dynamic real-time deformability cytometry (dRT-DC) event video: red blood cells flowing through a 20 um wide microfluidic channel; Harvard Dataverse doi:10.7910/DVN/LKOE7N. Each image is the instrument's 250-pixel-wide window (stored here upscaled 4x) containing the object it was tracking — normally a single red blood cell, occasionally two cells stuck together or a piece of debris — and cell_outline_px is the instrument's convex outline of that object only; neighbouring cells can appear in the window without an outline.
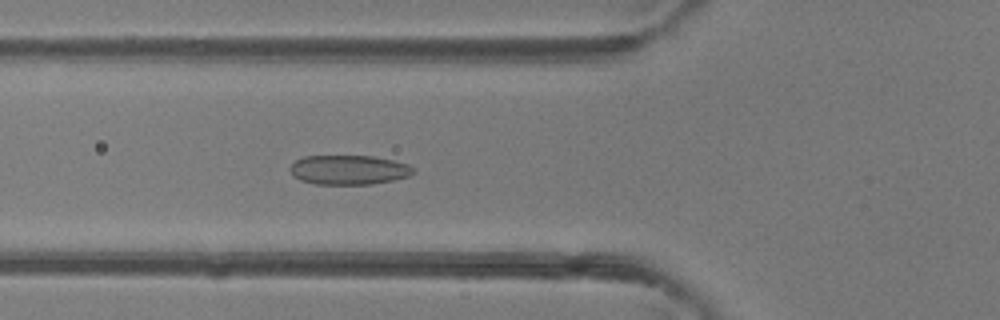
{"species": "common noctule bat (a hibernating species)", "species_latin": "Nyctalus noctula", "temperature_condition": "room temperature", "stored_images_in_passage": 37, "camera_frame_rate_fps": 3000, "um_per_image_px": 0.085, "animal": {"sex": "female"}, "frame": {"image": 1, "passage_image": 11, "time_ms": 3.333, "image_size_px": [1000, 320], "cell_outline_px": [[416, 172], [408, 176], [392, 180], [372, 184], [316, 184], [300, 180], [292, 176], [288, 168], [296, 160], [304, 156], [372, 156], [392, 160], [408, 164], [416, 168]], "centroid_in_image_um": [29.64, 14.44], "position_along_channel_um": 96.2, "area_um2": 21.27}}
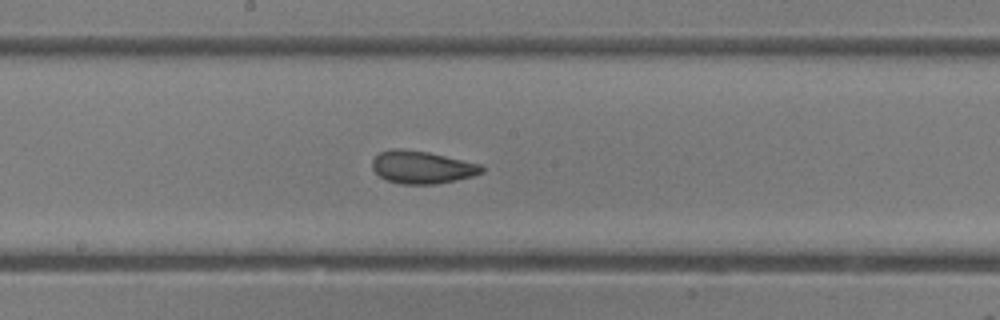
{"frame": {"image": 2, "passage_image": 19, "time_ms": 6.0, "image_size_px": [1000, 320], "cell_outline_px": [[484, 172], [472, 176], [456, 180], [436, 184], [400, 184], [388, 180], [380, 176], [372, 168], [372, 160], [380, 152], [392, 148], [404, 148], [428, 152], [484, 164]], "centroid_in_image_um": [35.9, 14.2], "position_along_channel_um": 212.3, "area_um2": 21.04}}
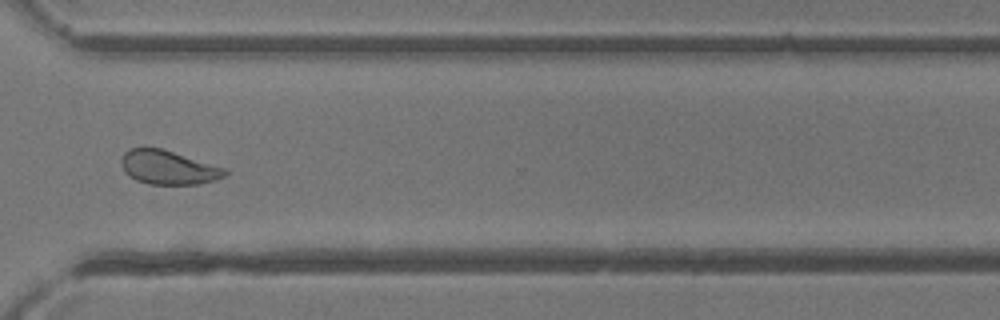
{"frame": {"image": 3, "passage_image": 29, "time_ms": 9.333, "image_size_px": [1000, 320], "cell_outline_px": [[228, 172], [224, 176], [212, 180], [196, 184], [148, 184], [136, 180], [124, 172], [120, 164], [120, 160], [124, 152], [128, 148], [160, 148], [228, 168]], "centroid_in_image_um": [14.28, 14.22], "position_along_channel_um": 356.3, "area_um2": 20.52}, "authors_computed_cell_mechanics": {"area_um2": 21.1548, "velocity_mm_per_s": 4.3354, "shape_relaxation_time_tau1_ms": 4.2785, "shape_relaxation_time_tau2_ms": 1.1403, "deformation_change_tau1": 0.1236, "deformation_change_tau2": 0.072}}